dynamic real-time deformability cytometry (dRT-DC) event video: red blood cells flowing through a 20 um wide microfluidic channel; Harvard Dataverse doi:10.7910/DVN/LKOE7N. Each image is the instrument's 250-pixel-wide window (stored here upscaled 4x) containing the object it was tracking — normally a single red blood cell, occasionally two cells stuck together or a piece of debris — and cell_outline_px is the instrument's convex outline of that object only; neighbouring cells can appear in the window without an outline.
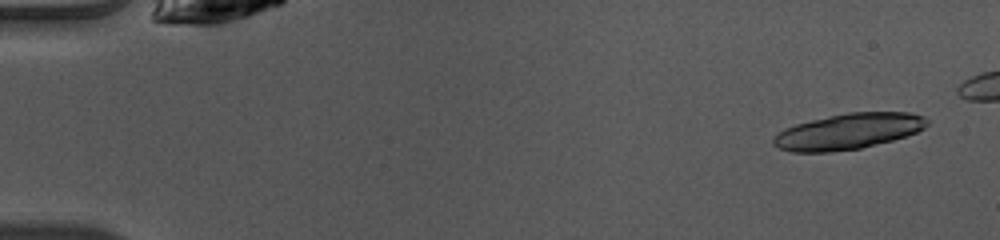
{"species": "common noctule bat (a hibernating species)", "species_latin": "Nyctalus noctula", "temperature_condition": "warm", "stored_images_in_passage": 15, "camera_frame_rate_fps": 3000, "um_per_image_px": 0.085, "animal": {"sex": "female", "body_mass_g": 10.0, "forearm_length_mm": 53.1}, "frame": {"image": 1, "passage_image": 3, "time_ms": 0.667, "image_size_px": [1000, 240], "cell_outline_px": [[928, 124], [924, 128], [916, 132], [892, 140], [860, 148], [832, 152], [792, 152], [780, 148], [772, 144], [772, 140], [784, 128], [796, 124], [828, 116], [848, 112], [908, 112], [924, 116], [928, 120]], "centroid_in_image_um": [72.11, 11.16], "position_along_channel_um": 12.9, "area_um2": 31.85}}